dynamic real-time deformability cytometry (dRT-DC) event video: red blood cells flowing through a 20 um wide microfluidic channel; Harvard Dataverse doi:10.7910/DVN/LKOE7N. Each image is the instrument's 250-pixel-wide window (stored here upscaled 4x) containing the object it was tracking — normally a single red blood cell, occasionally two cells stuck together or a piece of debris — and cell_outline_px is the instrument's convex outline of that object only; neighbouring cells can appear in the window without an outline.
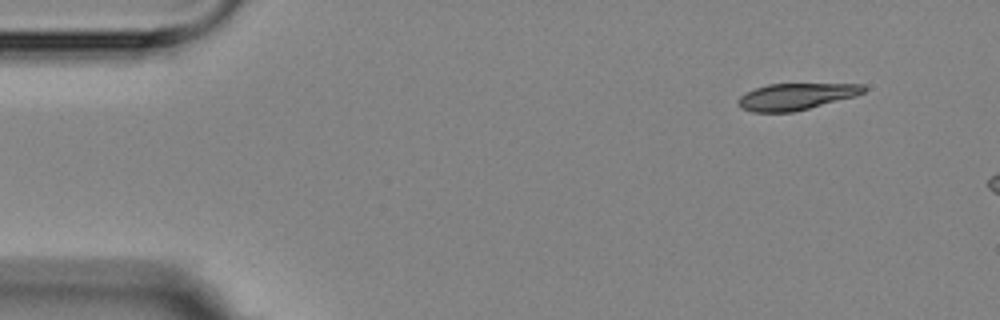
{"species": "Egyptian fruit bat (a non-hibernating species)", "species_latin": "Rousettus aegyptiacus", "temperature_condition": "room temperature", "stored_images_in_passage": 3, "camera_frame_rate_fps": 3000, "um_per_image_px": 0.085, "animal": {"sex": "female"}, "frame": {"image": 1, "passage_image": 1, "time_ms": 0.0, "image_size_px": [1000, 320], "cell_outline_px": [[868, 88], [864, 92], [856, 96], [792, 112], [752, 112], [740, 108], [736, 100], [744, 92], [752, 88], [768, 84], [864, 84]], "centroid_in_image_um": [67.61, 8.2], "position_along_channel_um": 17.4, "area_um2": 19.59}}